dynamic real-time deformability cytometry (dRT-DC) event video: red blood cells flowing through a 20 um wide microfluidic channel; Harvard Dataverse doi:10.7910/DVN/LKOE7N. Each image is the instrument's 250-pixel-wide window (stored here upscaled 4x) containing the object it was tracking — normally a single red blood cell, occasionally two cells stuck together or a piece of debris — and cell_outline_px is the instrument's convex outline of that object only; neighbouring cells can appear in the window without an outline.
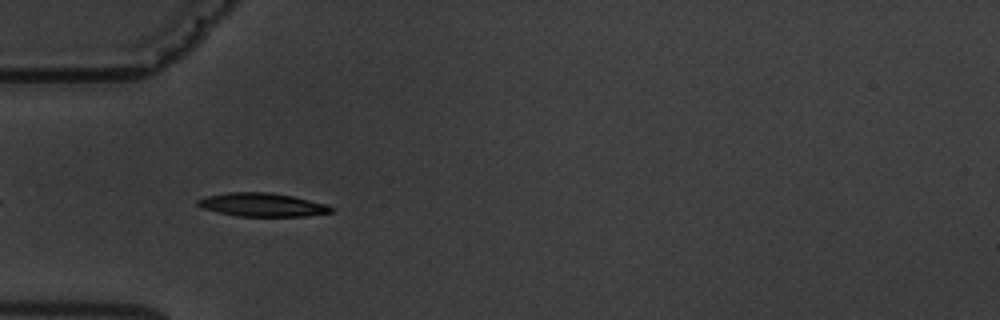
{"species": "common noctule bat (a hibernating species)", "species_latin": "Nyctalus noctula", "temperature_condition": "warm", "stored_images_in_passage": 10, "camera_frame_rate_fps": 3000, "um_per_image_px": 0.085, "animal": {"sex": "male", "body_mass_g": 19.5, "forearm_length_mm": 54.6}, "frame": {"image": 1, "passage_image": 4, "time_ms": 3.333, "image_size_px": [1000, 320], "cell_outline_px": [[332, 212], [304, 216], [240, 216], [220, 212], [204, 208], [196, 204], [196, 200], [208, 196], [232, 192], [268, 192], [292, 196], [328, 204], [332, 208]], "centroid_in_image_um": [22.32, 17.4], "position_along_channel_um": 62.7, "area_um2": 17.92}}
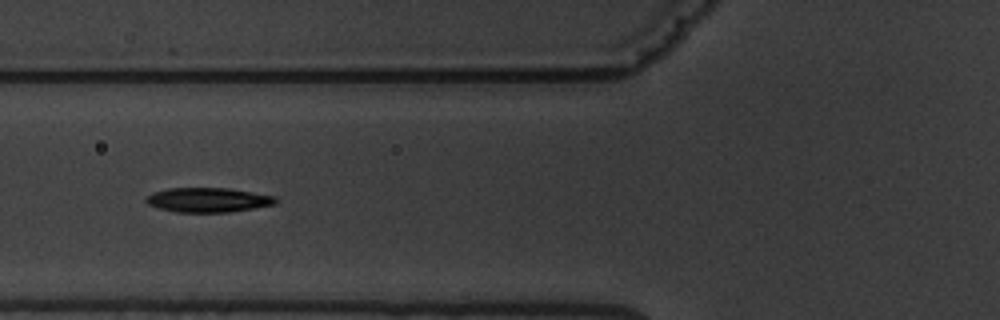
{"frame": {"image": 2, "passage_image": 5, "time_ms": 4.667, "image_size_px": [1000, 320], "cell_outline_px": [[276, 204], [228, 212], [176, 212], [160, 208], [148, 204], [144, 200], [152, 192], [168, 188], [228, 188], [276, 196]], "centroid_in_image_um": [17.67, 16.99], "position_along_channel_um": 108.1, "area_um2": 18.38}}
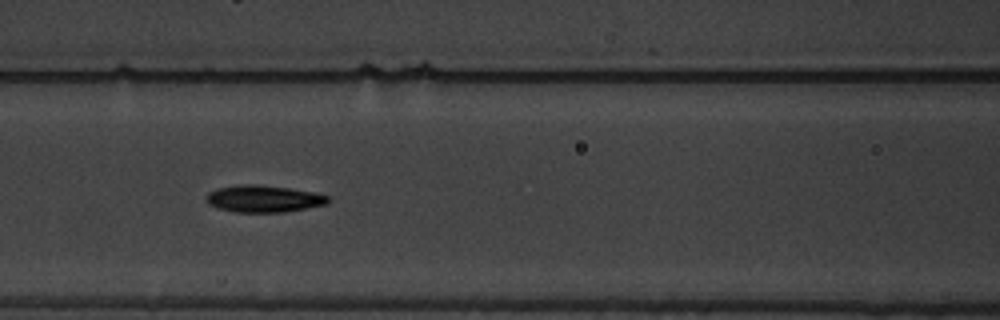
{"frame": {"image": 3, "passage_image": 6, "time_ms": 5.667, "image_size_px": [1000, 320], "cell_outline_px": [[328, 204], [284, 212], [236, 212], [216, 208], [208, 204], [208, 192], [216, 188], [240, 184], [256, 184], [288, 188], [312, 192], [328, 196]], "centroid_in_image_um": [22.38, 16.89], "position_along_channel_um": 144.2, "area_um2": 19.02}}